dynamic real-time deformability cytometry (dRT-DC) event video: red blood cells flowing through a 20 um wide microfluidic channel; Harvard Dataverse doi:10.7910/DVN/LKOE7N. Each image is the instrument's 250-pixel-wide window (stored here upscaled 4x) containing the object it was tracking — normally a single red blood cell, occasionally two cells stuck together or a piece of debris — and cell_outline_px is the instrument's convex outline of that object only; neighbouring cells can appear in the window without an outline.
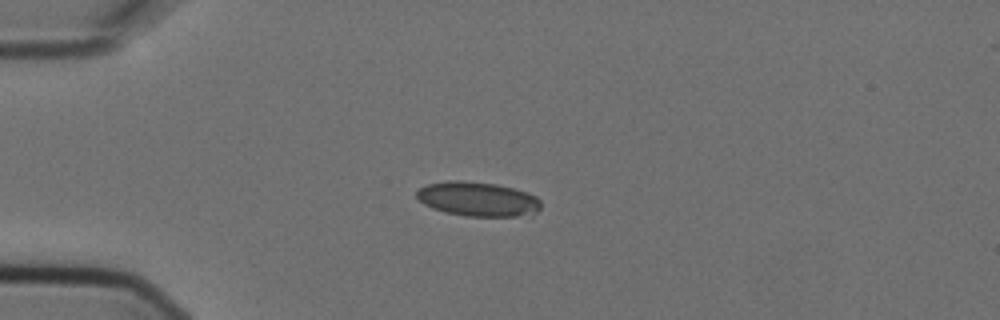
{"species": "Egyptian fruit bat (a non-hibernating species)", "species_latin": "Rousettus aegyptiacus", "temperature_condition": "cold", "stored_images_in_passage": 4, "camera_frame_rate_fps": 3000, "um_per_image_px": 0.085, "animal": {"sex": "female"}, "frame": {"image": 1, "passage_image": 3, "time_ms": 0.667, "image_size_px": [1000, 320], "cell_outline_px": [[540, 208], [532, 216], [464, 216], [444, 212], [432, 208], [424, 204], [416, 196], [416, 192], [420, 188], [428, 184], [448, 180], [464, 180], [496, 184], [528, 192], [536, 196], [540, 200]], "centroid_in_image_um": [40.63, 16.92], "position_along_channel_um": 44.4, "area_um2": 25.14}}